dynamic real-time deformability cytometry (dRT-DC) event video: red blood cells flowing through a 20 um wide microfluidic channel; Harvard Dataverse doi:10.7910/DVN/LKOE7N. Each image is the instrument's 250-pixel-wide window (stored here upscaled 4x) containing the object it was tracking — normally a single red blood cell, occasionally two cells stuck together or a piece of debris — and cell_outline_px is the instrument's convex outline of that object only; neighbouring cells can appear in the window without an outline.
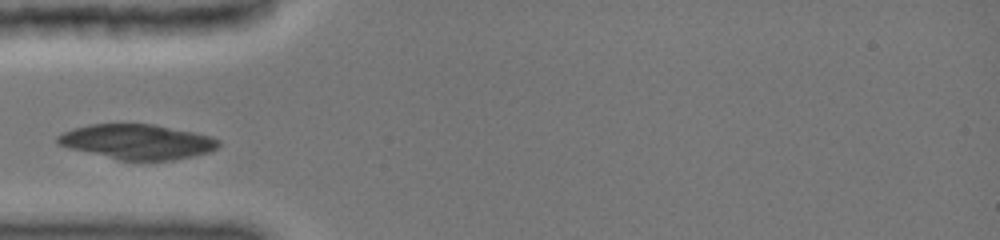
{"species": "common noctule bat (a hibernating species)", "species_latin": "Nyctalus noctula", "temperature_condition": "cold", "stored_images_in_passage": 5, "camera_frame_rate_fps": 3000, "um_per_image_px": 0.085, "animal": {"sex": "female", "body_mass_g": 19.0, "forearm_length_mm": 51.5}, "frame": {"image": 1, "passage_image": 1, "time_ms": 0.0, "image_size_px": [1000, 240], "cell_outline_px": [[220, 144], [216, 148], [208, 152], [192, 156], [172, 160], [120, 160], [68, 148], [60, 144], [56, 140], [56, 136], [64, 132], [76, 128], [92, 124], [152, 124], [212, 136], [220, 140]], "centroid_in_image_um": [11.67, 12.05], "position_along_channel_um": 73.3, "area_um2": 32.37}}
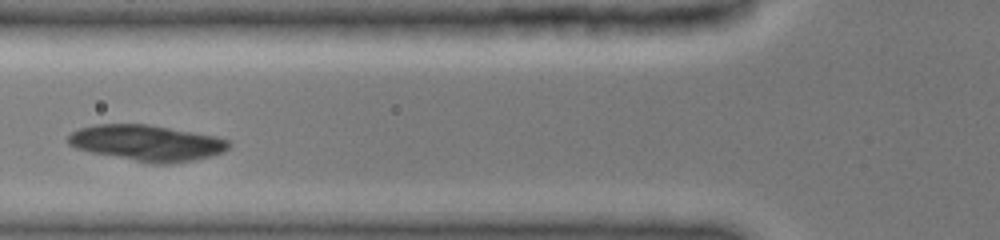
{"frame": {"image": 2, "passage_image": 4, "time_ms": 1.0, "image_size_px": [1000, 240], "cell_outline_px": [[232, 144], [224, 152], [212, 156], [196, 160], [172, 164], [152, 164], [92, 152], [76, 148], [68, 144], [68, 136], [72, 132], [80, 128], [96, 124], [148, 124], [216, 136], [228, 140]], "centroid_in_image_um": [12.53, 12.16], "position_along_channel_um": 113.3, "area_um2": 33.76}}